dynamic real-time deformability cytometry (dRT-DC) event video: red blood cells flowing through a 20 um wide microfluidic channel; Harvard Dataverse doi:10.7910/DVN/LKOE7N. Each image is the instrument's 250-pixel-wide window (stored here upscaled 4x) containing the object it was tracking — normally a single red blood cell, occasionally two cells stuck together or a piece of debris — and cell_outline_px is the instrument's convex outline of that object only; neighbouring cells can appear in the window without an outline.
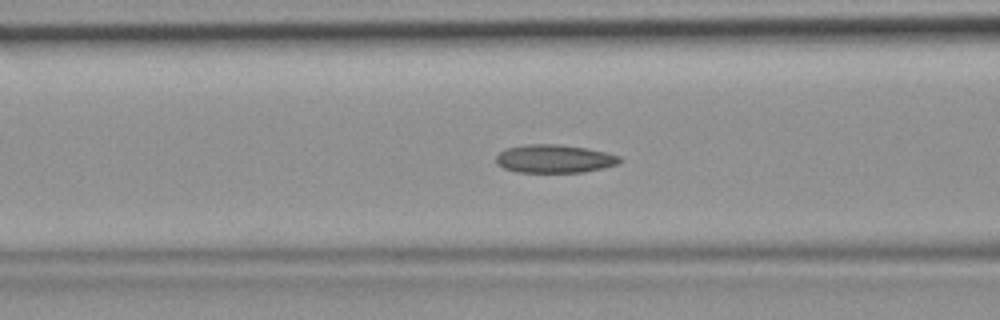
{"species": "common noctule bat (a hibernating species)", "species_latin": "Nyctalus noctula", "temperature_condition": "room temperature", "stored_images_in_passage": 44, "camera_frame_rate_fps": 3000, "um_per_image_px": 0.085, "animal": {"sex": "female", "body_mass_g": 19.9}, "frame": {"image": 1, "passage_image": 17, "time_ms": 5.333, "image_size_px": [1000, 320], "cell_outline_px": [[624, 160], [616, 164], [604, 168], [584, 172], [516, 172], [504, 168], [496, 164], [496, 156], [500, 152], [508, 148], [524, 144], [560, 144], [588, 148], [620, 156]], "centroid_in_image_um": [47.13, 13.49], "position_along_channel_um": 119.5, "area_um2": 20.46}}
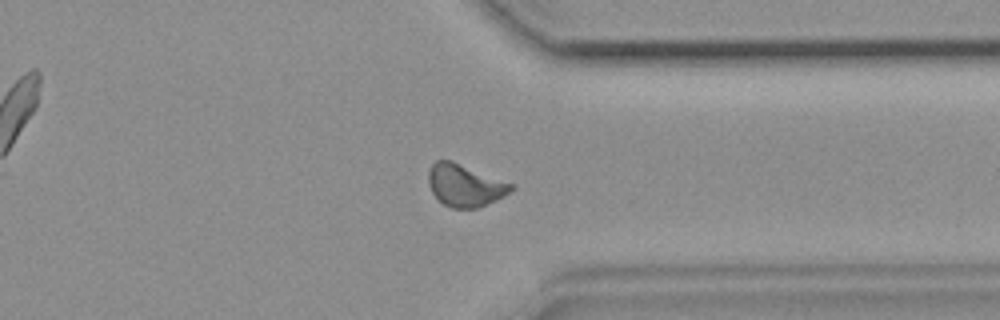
{"frame": {"image": 2, "passage_image": 34, "time_ms": 11.0, "image_size_px": [1000, 320], "cell_outline_px": [[516, 184], [504, 196], [496, 200], [476, 208], [452, 208], [444, 204], [432, 192], [428, 184], [428, 172], [432, 164], [436, 160], [452, 160]], "centroid_in_image_um": [39.53, 15.73], "position_along_channel_um": 371.9, "area_um2": 20.4}}
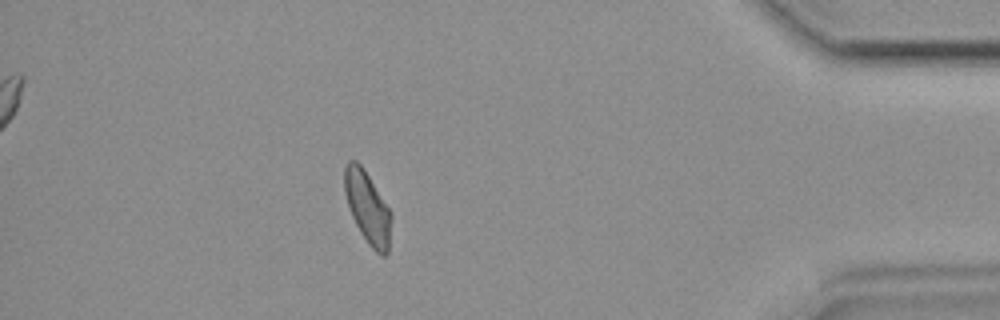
{"frame": {"image": 3, "passage_image": 39, "time_ms": 12.667, "image_size_px": [1000, 320], "cell_outline_px": [[392, 216], [388, 252], [384, 256], [380, 256], [368, 244], [360, 232], [352, 216], [344, 192], [344, 168], [348, 160], [356, 160], [360, 164], [392, 212]], "centroid_in_image_um": [31.25, 17.66], "position_along_channel_um": 404.0, "area_um2": 19.54}}